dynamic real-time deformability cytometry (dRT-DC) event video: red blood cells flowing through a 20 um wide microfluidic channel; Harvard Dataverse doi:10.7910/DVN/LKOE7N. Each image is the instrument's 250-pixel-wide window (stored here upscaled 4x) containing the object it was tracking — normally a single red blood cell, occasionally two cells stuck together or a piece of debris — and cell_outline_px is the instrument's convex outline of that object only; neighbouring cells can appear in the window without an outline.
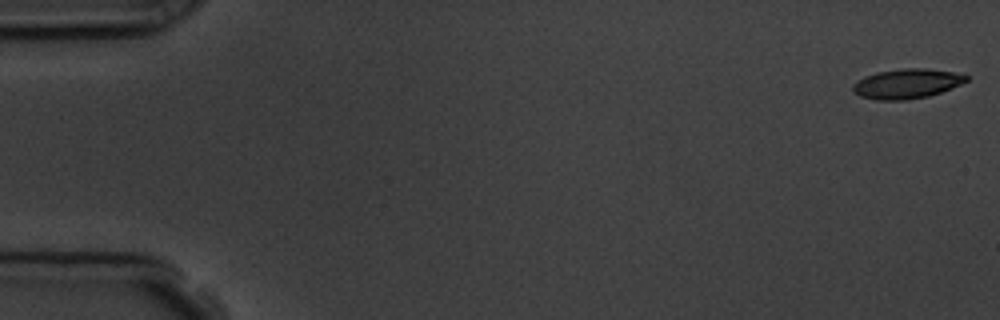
{"species": "common noctule bat (a hibernating species)", "species_latin": "Nyctalus noctula", "temperature_condition": "room temperature", "stored_images_in_passage": 4, "camera_frame_rate_fps": 3000, "um_per_image_px": 0.085, "animal": {"sex": "male", "body_mass_g": 19.5, "forearm_length_mm": 54.6}, "frame": {"image": 1, "passage_image": 1, "time_ms": 0.0, "image_size_px": [1000, 320], "cell_outline_px": [[968, 80], [960, 84], [940, 92], [928, 96], [908, 100], [876, 100], [860, 96], [852, 92], [852, 84], [856, 80], [864, 76], [876, 72], [904, 68], [924, 68], [952, 72], [968, 76]], "centroid_in_image_um": [77.0, 7.12], "position_along_channel_um": 8.0, "area_um2": 19.65}}